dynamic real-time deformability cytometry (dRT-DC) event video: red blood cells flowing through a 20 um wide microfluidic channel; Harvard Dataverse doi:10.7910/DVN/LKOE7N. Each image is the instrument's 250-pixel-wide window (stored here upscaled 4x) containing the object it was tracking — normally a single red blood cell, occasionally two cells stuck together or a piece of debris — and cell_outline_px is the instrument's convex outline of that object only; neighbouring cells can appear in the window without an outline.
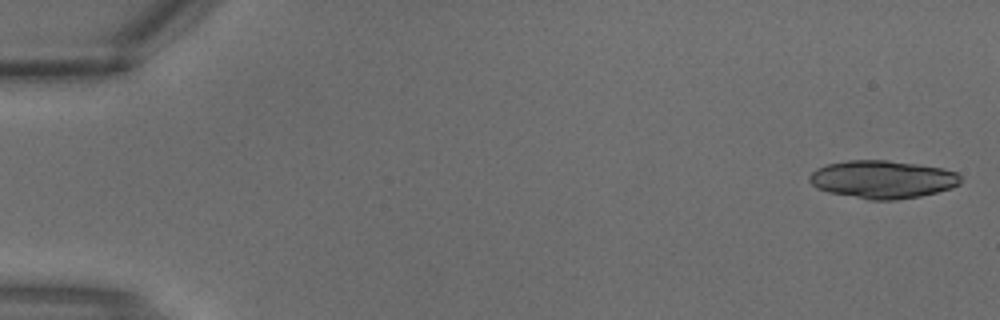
{"species": "common noctule bat (a hibernating species)", "species_latin": "Nyctalus noctula", "temperature_condition": "warm", "stored_images_in_passage": 3, "camera_frame_rate_fps": 3000, "um_per_image_px": 0.085, "animal": {"sex": "male", "body_mass_g": 18.8}, "frame": {"image": 1, "passage_image": 1, "time_ms": 0.0, "image_size_px": [1000, 320], "cell_outline_px": [[960, 184], [952, 188], [920, 196], [896, 200], [868, 200], [828, 192], [816, 188], [808, 180], [808, 176], [816, 168], [828, 164], [848, 160], [888, 160], [916, 164], [940, 168], [956, 172], [960, 176]], "centroid_in_image_um": [74.98, 15.25], "position_along_channel_um": 10.0, "area_um2": 33.47}}